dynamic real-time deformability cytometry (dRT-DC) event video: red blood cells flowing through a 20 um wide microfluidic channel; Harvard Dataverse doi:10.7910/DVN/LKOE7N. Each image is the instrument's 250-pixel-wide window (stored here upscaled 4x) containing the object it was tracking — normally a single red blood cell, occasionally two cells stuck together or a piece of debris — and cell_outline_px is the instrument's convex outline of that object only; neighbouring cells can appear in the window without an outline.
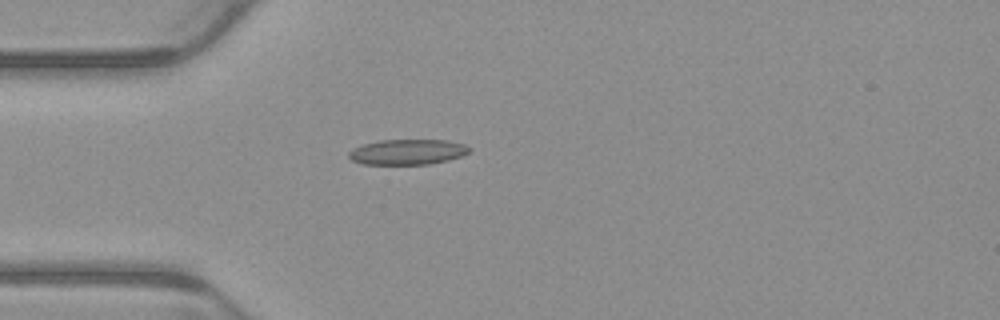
{"species": "common noctule bat (a hibernating species)", "species_latin": "Nyctalus noctula", "temperature_condition": "warm", "stored_images_in_passage": 1, "camera_frame_rate_fps": 3000, "um_per_image_px": 0.085, "animal": {"sex": "male", "body_mass_g": 23.1, "forearm_length_mm": 52.7}, "frame": {"image": 1, "passage_image": 1, "time_ms": 0.0, "image_size_px": [1000, 320], "cell_outline_px": [[472, 152], [464, 156], [448, 160], [428, 164], [360, 164], [352, 160], [348, 156], [348, 152], [352, 148], [364, 144], [380, 140], [448, 140], [464, 144], [472, 148]], "centroid_in_image_um": [34.68, 12.91], "position_along_channel_um": 50.3, "area_um2": 18.03}}